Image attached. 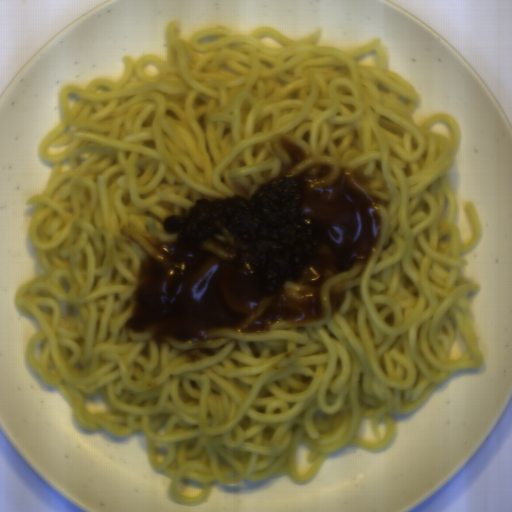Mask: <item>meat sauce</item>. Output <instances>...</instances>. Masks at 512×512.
I'll return each mask as SVG.
<instances>
[{
    "mask_svg": "<svg viewBox=\"0 0 512 512\" xmlns=\"http://www.w3.org/2000/svg\"><path fill=\"white\" fill-rule=\"evenodd\" d=\"M174 243L141 258L125 328L180 343L211 331L266 332L323 315L325 278L373 254L383 222L369 186L351 168L323 187L310 176L276 177L250 200L198 199L187 217L166 216Z\"/></svg>",
    "mask_w": 512,
    "mask_h": 512,
    "instance_id": "1",
    "label": "meat sauce"
}]
</instances>
